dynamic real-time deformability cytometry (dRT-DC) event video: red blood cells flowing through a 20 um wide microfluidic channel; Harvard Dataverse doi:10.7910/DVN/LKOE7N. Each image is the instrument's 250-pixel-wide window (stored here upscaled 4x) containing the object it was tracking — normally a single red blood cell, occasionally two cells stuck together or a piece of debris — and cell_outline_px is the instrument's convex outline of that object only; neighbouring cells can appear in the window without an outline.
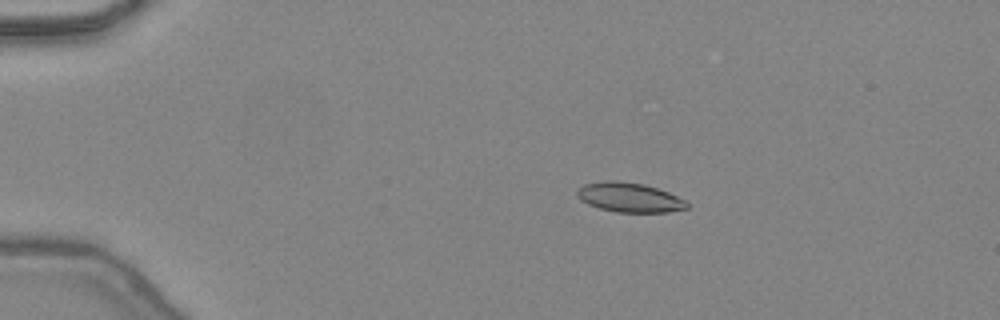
{"species": "common noctule bat (a hibernating species)", "species_latin": "Nyctalus noctula", "temperature_condition": "warm", "stored_images_in_passage": 47, "camera_frame_rate_fps": 3000, "um_per_image_px": 0.085, "animal": {"sex": "female", "body_mass_g": 24.6, "forearm_length_mm": 56.2}, "frame": {"image": 1, "passage_image": 10, "time_ms": 3.0, "image_size_px": [1000, 320], "cell_outline_px": [[688, 208], [668, 212], [616, 212], [600, 208], [588, 204], [580, 200], [576, 196], [576, 188], [584, 184], [604, 180], [616, 180], [644, 184], [668, 192], [684, 200], [688, 204]], "centroid_in_image_um": [53.44, 16.77], "position_along_channel_um": 31.6, "area_um2": 18.96}}
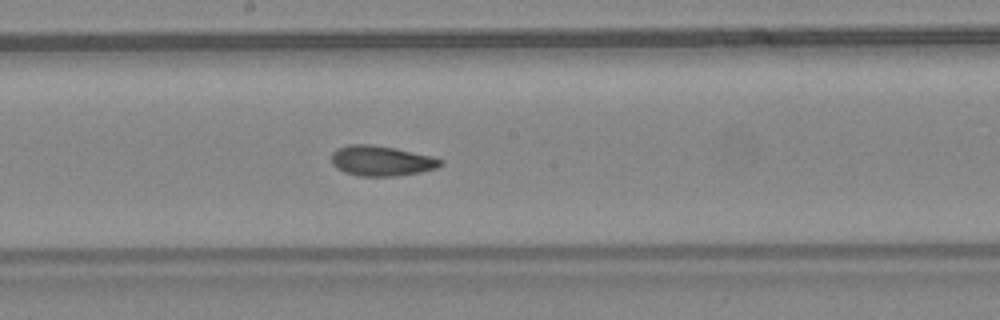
{"frame": {"image": 2, "passage_image": 27, "time_ms": 8.667, "image_size_px": [1000, 320], "cell_outline_px": [[444, 164], [436, 168], [420, 172], [396, 176], [360, 176], [344, 172], [336, 168], [332, 164], [332, 152], [336, 148], [348, 144], [368, 144], [396, 148], [432, 156], [444, 160]], "centroid_in_image_um": [32.42, 13.66], "position_along_channel_um": 215.8, "area_um2": 19.36}}
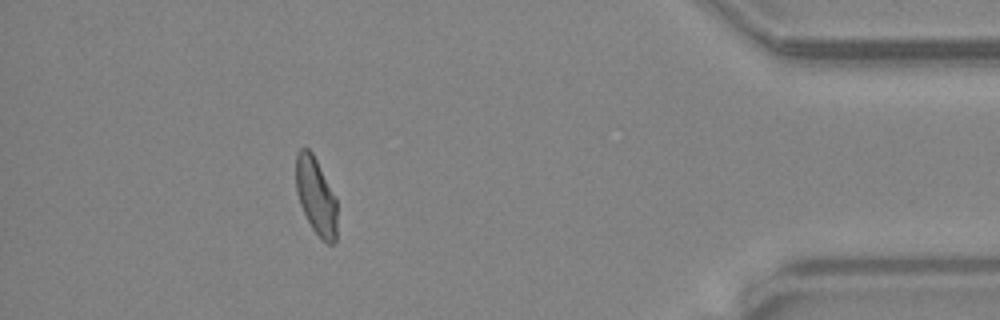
{"frame": {"image": 3, "passage_image": 43, "time_ms": 14.0, "image_size_px": [1000, 320], "cell_outline_px": [[336, 240], [332, 244], [328, 244], [312, 228], [300, 204], [296, 192], [296, 152], [300, 148], [308, 148], [312, 152], [336, 196]], "centroid_in_image_um": [26.85, 16.63], "position_along_channel_um": 408.3, "area_um2": 18.38}, "authors_computed_cell_mechanics": {"area_um2": 18.9584, "velocity_mm_per_s": 4.4665, "shape_relaxation_time_tau1_ms": 5.7284, "shape_relaxation_time_tau2_ms": 2.14, "deformation_change_tau1": 0.1658, "deformation_change_tau2": 0.079}}